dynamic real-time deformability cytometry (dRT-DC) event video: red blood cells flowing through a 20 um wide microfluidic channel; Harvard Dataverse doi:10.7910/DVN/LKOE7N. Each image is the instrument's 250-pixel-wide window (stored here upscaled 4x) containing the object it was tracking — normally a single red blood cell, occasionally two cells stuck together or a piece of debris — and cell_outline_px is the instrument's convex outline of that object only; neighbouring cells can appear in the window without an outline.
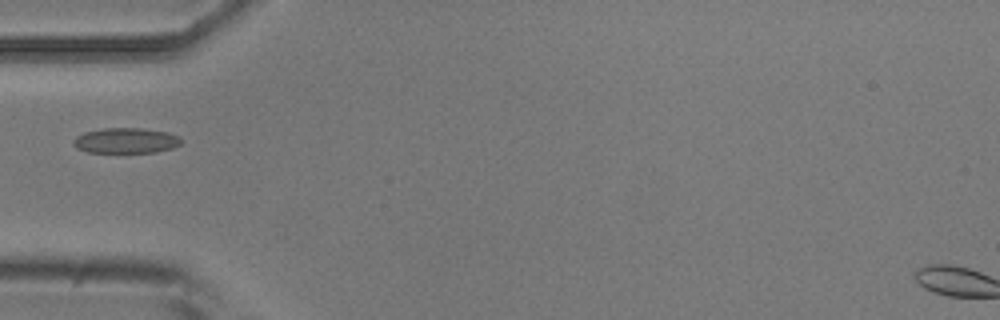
{"species": "common noctule bat (a hibernating species)", "species_latin": "Nyctalus noctula", "temperature_condition": "room temperature", "stored_images_in_passage": 11, "camera_frame_rate_fps": 3000, "um_per_image_px": 0.085, "animal": {"sex": "male", "body_mass_g": 20.5, "forearm_length_mm": 52.5}, "frame": {"image": 1, "passage_image": 1, "time_ms": 0.0, "image_size_px": [1000, 320], "cell_outline_px": [[184, 140], [180, 144], [172, 148], [156, 152], [88, 152], [76, 148], [72, 144], [72, 140], [76, 136], [84, 132], [104, 128], [140, 128], [168, 132], [180, 136]], "centroid_in_image_um": [10.71, 11.94], "position_along_channel_um": 74.3, "area_um2": 16.07}}
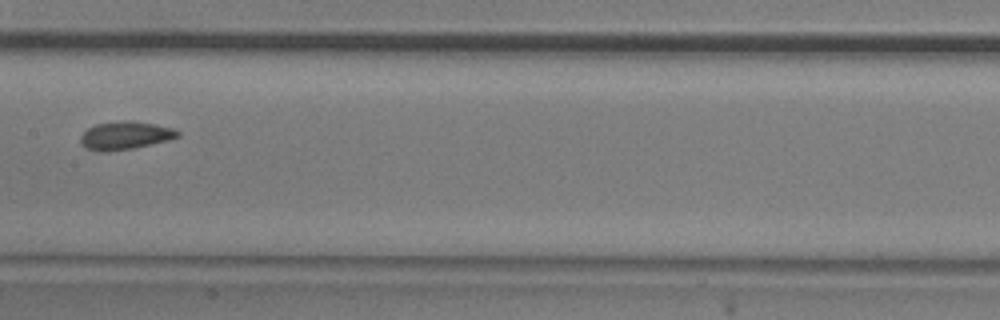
{"frame": {"image": 2, "passage_image": 4, "time_ms": 3.333, "image_size_px": [1000, 320], "cell_outline_px": [[180, 136], [168, 140], [136, 148], [108, 152], [96, 152], [84, 148], [80, 144], [80, 136], [88, 128], [96, 124], [124, 120], [132, 120], [156, 124], [176, 128], [180, 132]], "centroid_in_image_um": [10.64, 11.53], "position_along_channel_um": 196.8, "area_um2": 16.36}}
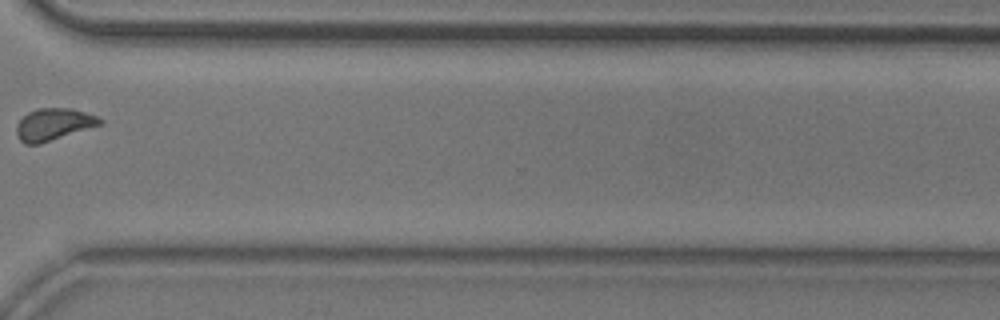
{"frame": {"image": 3, "passage_image": 8, "time_ms": 8.0, "image_size_px": [1000, 320], "cell_outline_px": [[104, 124], [40, 144], [24, 144], [16, 136], [16, 124], [28, 112], [40, 108], [72, 108], [100, 116], [104, 120]], "centroid_in_image_um": [4.6, 10.57], "position_along_channel_um": 366.0, "area_um2": 15.9}}